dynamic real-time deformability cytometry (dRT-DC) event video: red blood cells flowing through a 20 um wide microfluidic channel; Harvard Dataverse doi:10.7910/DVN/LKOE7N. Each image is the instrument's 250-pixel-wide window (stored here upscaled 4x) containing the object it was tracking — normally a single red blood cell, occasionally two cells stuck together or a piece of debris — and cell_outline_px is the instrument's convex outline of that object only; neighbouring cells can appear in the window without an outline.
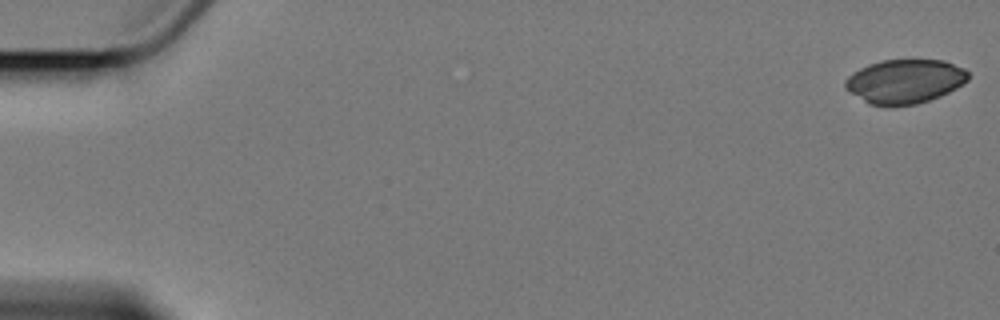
{"species": "Egyptian fruit bat (a non-hibernating species)", "species_latin": "Rousettus aegyptiacus", "temperature_condition": "cold", "stored_images_in_passage": 4, "camera_frame_rate_fps": 3000, "um_per_image_px": 0.085, "animal": {"sex": "female"}, "frame": {"image": 1, "passage_image": 1, "time_ms": 0.0, "image_size_px": [1000, 320], "cell_outline_px": [[968, 80], [964, 84], [940, 96], [916, 104], [868, 104], [844, 88], [844, 80], [852, 72], [868, 64], [880, 60], [944, 60], [964, 68], [968, 72]], "centroid_in_image_um": [76.9, 6.89], "position_along_channel_um": 8.1, "area_um2": 31.39}}
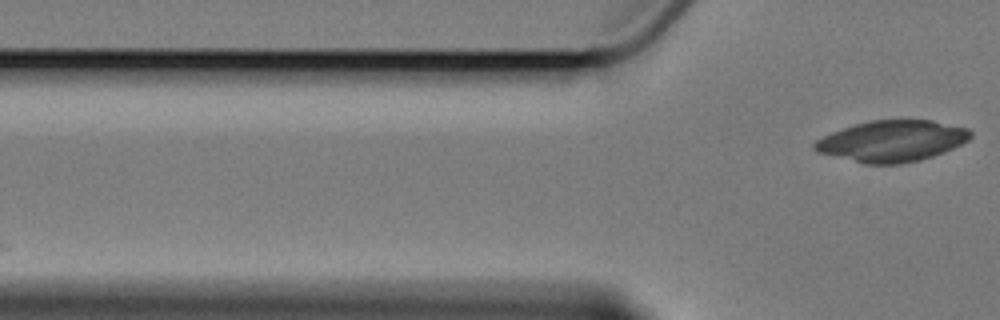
{"frame": {"image": 2, "passage_image": 4, "time_ms": 5.333, "image_size_px": [1000, 320], "cell_outline_px": [[972, 136], [968, 140], [944, 152], [920, 160], [900, 164], [864, 164], [816, 152], [812, 148], [812, 144], [816, 140], [832, 132], [856, 124], [872, 120], [932, 120], [968, 128], [972, 132]], "centroid_in_image_um": [75.8, 11.99], "position_along_channel_um": 50.0, "area_um2": 37.4}}